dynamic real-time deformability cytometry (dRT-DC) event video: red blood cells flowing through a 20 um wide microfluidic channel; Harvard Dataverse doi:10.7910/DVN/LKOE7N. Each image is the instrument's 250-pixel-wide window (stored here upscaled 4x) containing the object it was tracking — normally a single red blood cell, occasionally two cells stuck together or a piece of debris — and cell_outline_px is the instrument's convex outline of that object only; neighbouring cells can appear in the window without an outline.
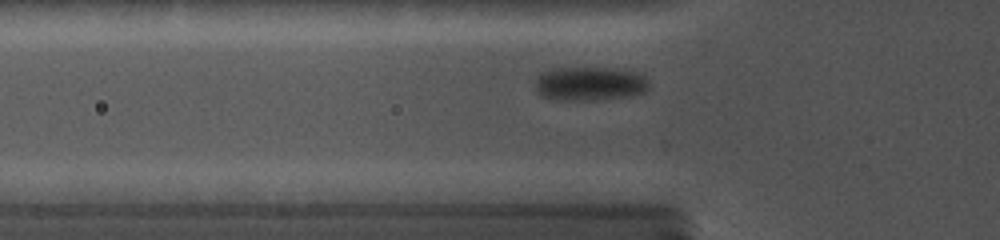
{"species": "common noctule bat (a hibernating species)", "species_latin": "Nyctalus noctula", "temperature_condition": "cold", "stored_images_in_passage": 48, "camera_frame_rate_fps": 5000, "um_per_image_px": 0.085, "animal": {"sex": "female", "body_mass_g": 19.0, "forearm_length_mm": 56.7}, "frame": {"image": 1, "passage_image": 5, "time_ms": 2.2, "image_size_px": [1000, 240], "cell_outline_px": [[648, 88], [644, 92], [624, 96], [548, 96], [540, 92], [536, 88], [536, 80], [540, 72], [552, 68], [620, 68], [636, 72], [644, 76], [648, 80]], "centroid_in_image_um": [50.21, 6.99], "position_along_channel_um": 75.6, "area_um2": 20.63}}
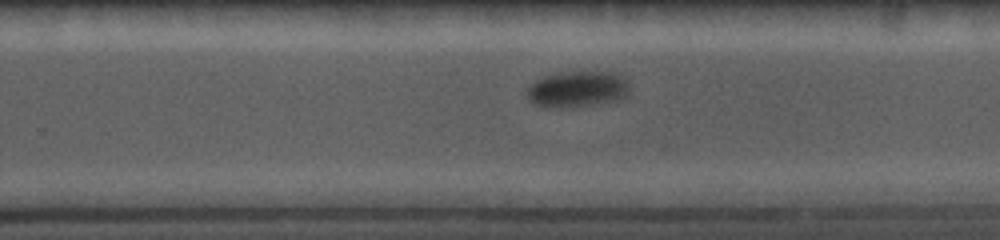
{"frame": {"image": 2, "passage_image": 28, "time_ms": 7.8, "image_size_px": [1000, 240], "cell_outline_px": [[628, 84], [624, 96], [584, 104], [560, 108], [532, 104], [528, 100], [528, 88], [536, 80], [544, 76], [568, 72], [612, 72], [624, 76], [628, 80]], "centroid_in_image_um": [49.01, 7.54], "position_along_channel_um": 280.8, "area_um2": 20.52}}
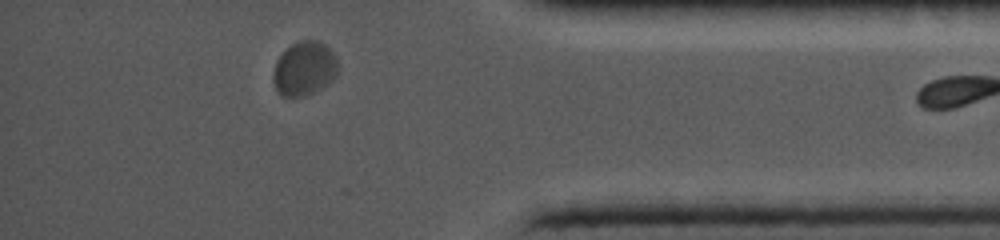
{"frame": {"image": 3, "passage_image": 47, "time_ms": 11.6, "image_size_px": [1000, 240], "cell_outline_px": [[336, 76], [312, 92], [300, 96], [284, 96], [276, 88], [272, 76], [276, 60], [292, 44], [300, 40], [316, 40], [324, 44], [336, 56]], "centroid_in_image_um": [25.84, 5.79], "position_along_channel_um": 409.4, "area_um2": 19.71}}